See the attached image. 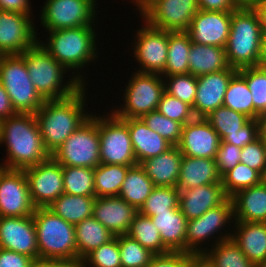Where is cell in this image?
<instances>
[{
	"label": "cell",
	"instance_id": "cell-1",
	"mask_svg": "<svg viewBox=\"0 0 266 267\" xmlns=\"http://www.w3.org/2000/svg\"><path fill=\"white\" fill-rule=\"evenodd\" d=\"M6 146V169L24 170L46 161L47 152L35 114L16 113L0 121V146Z\"/></svg>",
	"mask_w": 266,
	"mask_h": 267
},
{
	"label": "cell",
	"instance_id": "cell-2",
	"mask_svg": "<svg viewBox=\"0 0 266 267\" xmlns=\"http://www.w3.org/2000/svg\"><path fill=\"white\" fill-rule=\"evenodd\" d=\"M87 87L67 98L46 100L35 113L44 146L52 155L90 116L86 108ZM87 112H86V111Z\"/></svg>",
	"mask_w": 266,
	"mask_h": 267
},
{
	"label": "cell",
	"instance_id": "cell-3",
	"mask_svg": "<svg viewBox=\"0 0 266 267\" xmlns=\"http://www.w3.org/2000/svg\"><path fill=\"white\" fill-rule=\"evenodd\" d=\"M47 32L46 41L38 39V42L53 58L72 72V76L83 85H88L83 75L86 70H83V73L81 70L89 67L88 65L91 66L90 63L99 57L95 27L84 26Z\"/></svg>",
	"mask_w": 266,
	"mask_h": 267
},
{
	"label": "cell",
	"instance_id": "cell-4",
	"mask_svg": "<svg viewBox=\"0 0 266 267\" xmlns=\"http://www.w3.org/2000/svg\"><path fill=\"white\" fill-rule=\"evenodd\" d=\"M21 55L26 61L28 74L34 88L45 101L70 97L83 86L74 76L67 80L64 79L66 72L69 71L53 58L39 42L26 49Z\"/></svg>",
	"mask_w": 266,
	"mask_h": 267
},
{
	"label": "cell",
	"instance_id": "cell-5",
	"mask_svg": "<svg viewBox=\"0 0 266 267\" xmlns=\"http://www.w3.org/2000/svg\"><path fill=\"white\" fill-rule=\"evenodd\" d=\"M262 31L252 7L241 4L232 11L231 28L225 46L230 67L240 69L258 65Z\"/></svg>",
	"mask_w": 266,
	"mask_h": 267
},
{
	"label": "cell",
	"instance_id": "cell-6",
	"mask_svg": "<svg viewBox=\"0 0 266 267\" xmlns=\"http://www.w3.org/2000/svg\"><path fill=\"white\" fill-rule=\"evenodd\" d=\"M39 259L77 260L75 225L55 215L48 208L33 213Z\"/></svg>",
	"mask_w": 266,
	"mask_h": 267
},
{
	"label": "cell",
	"instance_id": "cell-7",
	"mask_svg": "<svg viewBox=\"0 0 266 267\" xmlns=\"http://www.w3.org/2000/svg\"><path fill=\"white\" fill-rule=\"evenodd\" d=\"M233 221L235 220L233 202L231 198H228L218 207L207 210L199 218L187 221L185 253L200 256L203 255L205 251L210 249V245L212 247L221 241L230 239L232 230H229V227L230 225L232 226L231 223H234ZM226 228L230 232L225 230ZM211 238L212 240L214 239L213 241L215 242L213 243L212 241V244H208V242L210 243ZM206 243L208 244L209 248L207 247Z\"/></svg>",
	"mask_w": 266,
	"mask_h": 267
},
{
	"label": "cell",
	"instance_id": "cell-8",
	"mask_svg": "<svg viewBox=\"0 0 266 267\" xmlns=\"http://www.w3.org/2000/svg\"><path fill=\"white\" fill-rule=\"evenodd\" d=\"M132 75L123 89V103L119 108L116 106L110 110L120 119L140 118L157 110L165 92L164 78L161 74L135 71Z\"/></svg>",
	"mask_w": 266,
	"mask_h": 267
},
{
	"label": "cell",
	"instance_id": "cell-9",
	"mask_svg": "<svg viewBox=\"0 0 266 267\" xmlns=\"http://www.w3.org/2000/svg\"><path fill=\"white\" fill-rule=\"evenodd\" d=\"M0 82L17 113L35 114L45 100L34 88L22 55H4L0 63Z\"/></svg>",
	"mask_w": 266,
	"mask_h": 267
},
{
	"label": "cell",
	"instance_id": "cell-10",
	"mask_svg": "<svg viewBox=\"0 0 266 267\" xmlns=\"http://www.w3.org/2000/svg\"><path fill=\"white\" fill-rule=\"evenodd\" d=\"M60 165L96 168L100 164L98 116H91L51 155Z\"/></svg>",
	"mask_w": 266,
	"mask_h": 267
},
{
	"label": "cell",
	"instance_id": "cell-11",
	"mask_svg": "<svg viewBox=\"0 0 266 267\" xmlns=\"http://www.w3.org/2000/svg\"><path fill=\"white\" fill-rule=\"evenodd\" d=\"M100 164L136 166L128 125L111 111L98 114Z\"/></svg>",
	"mask_w": 266,
	"mask_h": 267
},
{
	"label": "cell",
	"instance_id": "cell-12",
	"mask_svg": "<svg viewBox=\"0 0 266 267\" xmlns=\"http://www.w3.org/2000/svg\"><path fill=\"white\" fill-rule=\"evenodd\" d=\"M46 1V2H45ZM40 25L47 31L95 26L97 0H45ZM96 8V9H95Z\"/></svg>",
	"mask_w": 266,
	"mask_h": 267
},
{
	"label": "cell",
	"instance_id": "cell-13",
	"mask_svg": "<svg viewBox=\"0 0 266 267\" xmlns=\"http://www.w3.org/2000/svg\"><path fill=\"white\" fill-rule=\"evenodd\" d=\"M198 11L197 0H151L138 14L154 28L187 32Z\"/></svg>",
	"mask_w": 266,
	"mask_h": 267
},
{
	"label": "cell",
	"instance_id": "cell-14",
	"mask_svg": "<svg viewBox=\"0 0 266 267\" xmlns=\"http://www.w3.org/2000/svg\"><path fill=\"white\" fill-rule=\"evenodd\" d=\"M133 36V57L141 68L137 72L162 74L165 70L168 51V31L150 26L146 21Z\"/></svg>",
	"mask_w": 266,
	"mask_h": 267
},
{
	"label": "cell",
	"instance_id": "cell-15",
	"mask_svg": "<svg viewBox=\"0 0 266 267\" xmlns=\"http://www.w3.org/2000/svg\"><path fill=\"white\" fill-rule=\"evenodd\" d=\"M31 200L36 208H47L64 193L63 172L52 156L24 169Z\"/></svg>",
	"mask_w": 266,
	"mask_h": 267
},
{
	"label": "cell",
	"instance_id": "cell-16",
	"mask_svg": "<svg viewBox=\"0 0 266 267\" xmlns=\"http://www.w3.org/2000/svg\"><path fill=\"white\" fill-rule=\"evenodd\" d=\"M35 209L24 170L0 165V217L29 216Z\"/></svg>",
	"mask_w": 266,
	"mask_h": 267
},
{
	"label": "cell",
	"instance_id": "cell-17",
	"mask_svg": "<svg viewBox=\"0 0 266 267\" xmlns=\"http://www.w3.org/2000/svg\"><path fill=\"white\" fill-rule=\"evenodd\" d=\"M31 17L0 10V51L4 55H21L38 42V31Z\"/></svg>",
	"mask_w": 266,
	"mask_h": 267
},
{
	"label": "cell",
	"instance_id": "cell-18",
	"mask_svg": "<svg viewBox=\"0 0 266 267\" xmlns=\"http://www.w3.org/2000/svg\"><path fill=\"white\" fill-rule=\"evenodd\" d=\"M0 248L39 259L33 215L0 217Z\"/></svg>",
	"mask_w": 266,
	"mask_h": 267
},
{
	"label": "cell",
	"instance_id": "cell-19",
	"mask_svg": "<svg viewBox=\"0 0 266 267\" xmlns=\"http://www.w3.org/2000/svg\"><path fill=\"white\" fill-rule=\"evenodd\" d=\"M232 11H199L187 30L191 41L225 48L231 28Z\"/></svg>",
	"mask_w": 266,
	"mask_h": 267
},
{
	"label": "cell",
	"instance_id": "cell-20",
	"mask_svg": "<svg viewBox=\"0 0 266 267\" xmlns=\"http://www.w3.org/2000/svg\"><path fill=\"white\" fill-rule=\"evenodd\" d=\"M221 139L205 118H195L182 127L177 147L183 156L215 159Z\"/></svg>",
	"mask_w": 266,
	"mask_h": 267
},
{
	"label": "cell",
	"instance_id": "cell-21",
	"mask_svg": "<svg viewBox=\"0 0 266 267\" xmlns=\"http://www.w3.org/2000/svg\"><path fill=\"white\" fill-rule=\"evenodd\" d=\"M237 72L238 69L229 66L222 71L197 77V92L192 107L196 118H206L212 111L223 106L228 84Z\"/></svg>",
	"mask_w": 266,
	"mask_h": 267
},
{
	"label": "cell",
	"instance_id": "cell-22",
	"mask_svg": "<svg viewBox=\"0 0 266 267\" xmlns=\"http://www.w3.org/2000/svg\"><path fill=\"white\" fill-rule=\"evenodd\" d=\"M138 210L119 196L96 197L92 216L114 236L127 234Z\"/></svg>",
	"mask_w": 266,
	"mask_h": 267
},
{
	"label": "cell",
	"instance_id": "cell-23",
	"mask_svg": "<svg viewBox=\"0 0 266 267\" xmlns=\"http://www.w3.org/2000/svg\"><path fill=\"white\" fill-rule=\"evenodd\" d=\"M228 198L221 183L201 185L179 191V208L189 221L218 207Z\"/></svg>",
	"mask_w": 266,
	"mask_h": 267
},
{
	"label": "cell",
	"instance_id": "cell-24",
	"mask_svg": "<svg viewBox=\"0 0 266 267\" xmlns=\"http://www.w3.org/2000/svg\"><path fill=\"white\" fill-rule=\"evenodd\" d=\"M234 222L231 239L257 267L266 265V223Z\"/></svg>",
	"mask_w": 266,
	"mask_h": 267
},
{
	"label": "cell",
	"instance_id": "cell-25",
	"mask_svg": "<svg viewBox=\"0 0 266 267\" xmlns=\"http://www.w3.org/2000/svg\"><path fill=\"white\" fill-rule=\"evenodd\" d=\"M230 198L235 221L266 223V179L257 185L239 190Z\"/></svg>",
	"mask_w": 266,
	"mask_h": 267
},
{
	"label": "cell",
	"instance_id": "cell-26",
	"mask_svg": "<svg viewBox=\"0 0 266 267\" xmlns=\"http://www.w3.org/2000/svg\"><path fill=\"white\" fill-rule=\"evenodd\" d=\"M122 120L128 125L137 164L156 157L173 146L161 135L148 128L140 118Z\"/></svg>",
	"mask_w": 266,
	"mask_h": 267
},
{
	"label": "cell",
	"instance_id": "cell-27",
	"mask_svg": "<svg viewBox=\"0 0 266 267\" xmlns=\"http://www.w3.org/2000/svg\"><path fill=\"white\" fill-rule=\"evenodd\" d=\"M183 155L177 146L140 163L155 186L176 187Z\"/></svg>",
	"mask_w": 266,
	"mask_h": 267
},
{
	"label": "cell",
	"instance_id": "cell-28",
	"mask_svg": "<svg viewBox=\"0 0 266 267\" xmlns=\"http://www.w3.org/2000/svg\"><path fill=\"white\" fill-rule=\"evenodd\" d=\"M213 183H221L215 159L183 156L176 186L179 191Z\"/></svg>",
	"mask_w": 266,
	"mask_h": 267
},
{
	"label": "cell",
	"instance_id": "cell-29",
	"mask_svg": "<svg viewBox=\"0 0 266 267\" xmlns=\"http://www.w3.org/2000/svg\"><path fill=\"white\" fill-rule=\"evenodd\" d=\"M150 218L160 232L163 246L169 252L185 253L187 219L180 208L155 213Z\"/></svg>",
	"mask_w": 266,
	"mask_h": 267
},
{
	"label": "cell",
	"instance_id": "cell-30",
	"mask_svg": "<svg viewBox=\"0 0 266 267\" xmlns=\"http://www.w3.org/2000/svg\"><path fill=\"white\" fill-rule=\"evenodd\" d=\"M189 73L193 76H202L219 72L229 67L225 48L193 43L190 48Z\"/></svg>",
	"mask_w": 266,
	"mask_h": 267
},
{
	"label": "cell",
	"instance_id": "cell-31",
	"mask_svg": "<svg viewBox=\"0 0 266 267\" xmlns=\"http://www.w3.org/2000/svg\"><path fill=\"white\" fill-rule=\"evenodd\" d=\"M96 196H80L63 193L47 208L70 224L76 225L92 217Z\"/></svg>",
	"mask_w": 266,
	"mask_h": 267
},
{
	"label": "cell",
	"instance_id": "cell-32",
	"mask_svg": "<svg viewBox=\"0 0 266 267\" xmlns=\"http://www.w3.org/2000/svg\"><path fill=\"white\" fill-rule=\"evenodd\" d=\"M115 236L93 216L75 225L78 261L92 250L109 242Z\"/></svg>",
	"mask_w": 266,
	"mask_h": 267
},
{
	"label": "cell",
	"instance_id": "cell-33",
	"mask_svg": "<svg viewBox=\"0 0 266 267\" xmlns=\"http://www.w3.org/2000/svg\"><path fill=\"white\" fill-rule=\"evenodd\" d=\"M154 187L145 170L137 164L128 170L118 196L139 210Z\"/></svg>",
	"mask_w": 266,
	"mask_h": 267
},
{
	"label": "cell",
	"instance_id": "cell-34",
	"mask_svg": "<svg viewBox=\"0 0 266 267\" xmlns=\"http://www.w3.org/2000/svg\"><path fill=\"white\" fill-rule=\"evenodd\" d=\"M192 45L187 32H168V53L161 76L189 74L188 56Z\"/></svg>",
	"mask_w": 266,
	"mask_h": 267
},
{
	"label": "cell",
	"instance_id": "cell-35",
	"mask_svg": "<svg viewBox=\"0 0 266 267\" xmlns=\"http://www.w3.org/2000/svg\"><path fill=\"white\" fill-rule=\"evenodd\" d=\"M223 106L240 112L250 119L259 120L262 116L254 109L252 93L246 80L237 72L230 80L224 95Z\"/></svg>",
	"mask_w": 266,
	"mask_h": 267
},
{
	"label": "cell",
	"instance_id": "cell-36",
	"mask_svg": "<svg viewBox=\"0 0 266 267\" xmlns=\"http://www.w3.org/2000/svg\"><path fill=\"white\" fill-rule=\"evenodd\" d=\"M132 166L99 164L94 168L96 197L118 196L128 170Z\"/></svg>",
	"mask_w": 266,
	"mask_h": 267
},
{
	"label": "cell",
	"instance_id": "cell-37",
	"mask_svg": "<svg viewBox=\"0 0 266 267\" xmlns=\"http://www.w3.org/2000/svg\"><path fill=\"white\" fill-rule=\"evenodd\" d=\"M202 256L212 267H257L231 238L213 245Z\"/></svg>",
	"mask_w": 266,
	"mask_h": 267
},
{
	"label": "cell",
	"instance_id": "cell-38",
	"mask_svg": "<svg viewBox=\"0 0 266 267\" xmlns=\"http://www.w3.org/2000/svg\"><path fill=\"white\" fill-rule=\"evenodd\" d=\"M127 235L139 242L144 248L150 250L155 255L169 253V251L163 246L160 232L155 224H153L151 218L142 215L139 212L134 217Z\"/></svg>",
	"mask_w": 266,
	"mask_h": 267
},
{
	"label": "cell",
	"instance_id": "cell-39",
	"mask_svg": "<svg viewBox=\"0 0 266 267\" xmlns=\"http://www.w3.org/2000/svg\"><path fill=\"white\" fill-rule=\"evenodd\" d=\"M64 193L80 196H96L94 168L62 166Z\"/></svg>",
	"mask_w": 266,
	"mask_h": 267
},
{
	"label": "cell",
	"instance_id": "cell-40",
	"mask_svg": "<svg viewBox=\"0 0 266 267\" xmlns=\"http://www.w3.org/2000/svg\"><path fill=\"white\" fill-rule=\"evenodd\" d=\"M265 178L256 170L239 162L221 176L224 192L230 198L239 190L261 183Z\"/></svg>",
	"mask_w": 266,
	"mask_h": 267
},
{
	"label": "cell",
	"instance_id": "cell-41",
	"mask_svg": "<svg viewBox=\"0 0 266 267\" xmlns=\"http://www.w3.org/2000/svg\"><path fill=\"white\" fill-rule=\"evenodd\" d=\"M222 140L228 134L239 132L251 119L228 107L220 106L205 118Z\"/></svg>",
	"mask_w": 266,
	"mask_h": 267
},
{
	"label": "cell",
	"instance_id": "cell-42",
	"mask_svg": "<svg viewBox=\"0 0 266 267\" xmlns=\"http://www.w3.org/2000/svg\"><path fill=\"white\" fill-rule=\"evenodd\" d=\"M179 207V189L177 187L155 186L138 212L147 217L155 213L168 212Z\"/></svg>",
	"mask_w": 266,
	"mask_h": 267
},
{
	"label": "cell",
	"instance_id": "cell-43",
	"mask_svg": "<svg viewBox=\"0 0 266 267\" xmlns=\"http://www.w3.org/2000/svg\"><path fill=\"white\" fill-rule=\"evenodd\" d=\"M122 267H146L155 256L127 234L118 235Z\"/></svg>",
	"mask_w": 266,
	"mask_h": 267
},
{
	"label": "cell",
	"instance_id": "cell-44",
	"mask_svg": "<svg viewBox=\"0 0 266 267\" xmlns=\"http://www.w3.org/2000/svg\"><path fill=\"white\" fill-rule=\"evenodd\" d=\"M252 93L253 107L263 116L266 113V70L258 66L238 69Z\"/></svg>",
	"mask_w": 266,
	"mask_h": 267
},
{
	"label": "cell",
	"instance_id": "cell-45",
	"mask_svg": "<svg viewBox=\"0 0 266 267\" xmlns=\"http://www.w3.org/2000/svg\"><path fill=\"white\" fill-rule=\"evenodd\" d=\"M143 123L161 135L173 146H177L181 139L183 125L161 114L158 110L151 111L140 117Z\"/></svg>",
	"mask_w": 266,
	"mask_h": 267
},
{
	"label": "cell",
	"instance_id": "cell-46",
	"mask_svg": "<svg viewBox=\"0 0 266 267\" xmlns=\"http://www.w3.org/2000/svg\"><path fill=\"white\" fill-rule=\"evenodd\" d=\"M165 83V92L169 95L194 106L197 92V77L189 74L162 76Z\"/></svg>",
	"mask_w": 266,
	"mask_h": 267
},
{
	"label": "cell",
	"instance_id": "cell-47",
	"mask_svg": "<svg viewBox=\"0 0 266 267\" xmlns=\"http://www.w3.org/2000/svg\"><path fill=\"white\" fill-rule=\"evenodd\" d=\"M81 261L82 267H122L118 236L92 250Z\"/></svg>",
	"mask_w": 266,
	"mask_h": 267
},
{
	"label": "cell",
	"instance_id": "cell-48",
	"mask_svg": "<svg viewBox=\"0 0 266 267\" xmlns=\"http://www.w3.org/2000/svg\"><path fill=\"white\" fill-rule=\"evenodd\" d=\"M157 110L165 117L177 121L183 126L196 118L192 106L166 92L163 93Z\"/></svg>",
	"mask_w": 266,
	"mask_h": 267
},
{
	"label": "cell",
	"instance_id": "cell-49",
	"mask_svg": "<svg viewBox=\"0 0 266 267\" xmlns=\"http://www.w3.org/2000/svg\"><path fill=\"white\" fill-rule=\"evenodd\" d=\"M240 162L258 171L266 179V148L260 137L242 147Z\"/></svg>",
	"mask_w": 266,
	"mask_h": 267
},
{
	"label": "cell",
	"instance_id": "cell-50",
	"mask_svg": "<svg viewBox=\"0 0 266 267\" xmlns=\"http://www.w3.org/2000/svg\"><path fill=\"white\" fill-rule=\"evenodd\" d=\"M241 149L230 143H220L215 161L221 176L240 162Z\"/></svg>",
	"mask_w": 266,
	"mask_h": 267
},
{
	"label": "cell",
	"instance_id": "cell-51",
	"mask_svg": "<svg viewBox=\"0 0 266 267\" xmlns=\"http://www.w3.org/2000/svg\"><path fill=\"white\" fill-rule=\"evenodd\" d=\"M259 138V120L251 119L247 124H245L239 132L234 134H228L225 136L221 143H230L239 148L246 146L254 142Z\"/></svg>",
	"mask_w": 266,
	"mask_h": 267
},
{
	"label": "cell",
	"instance_id": "cell-52",
	"mask_svg": "<svg viewBox=\"0 0 266 267\" xmlns=\"http://www.w3.org/2000/svg\"><path fill=\"white\" fill-rule=\"evenodd\" d=\"M197 255L182 252H169L155 255L146 267H189Z\"/></svg>",
	"mask_w": 266,
	"mask_h": 267
},
{
	"label": "cell",
	"instance_id": "cell-53",
	"mask_svg": "<svg viewBox=\"0 0 266 267\" xmlns=\"http://www.w3.org/2000/svg\"><path fill=\"white\" fill-rule=\"evenodd\" d=\"M33 262L26 255L0 248V267H31Z\"/></svg>",
	"mask_w": 266,
	"mask_h": 267
},
{
	"label": "cell",
	"instance_id": "cell-54",
	"mask_svg": "<svg viewBox=\"0 0 266 267\" xmlns=\"http://www.w3.org/2000/svg\"><path fill=\"white\" fill-rule=\"evenodd\" d=\"M198 7L205 11H234L241 3L238 0H197Z\"/></svg>",
	"mask_w": 266,
	"mask_h": 267
},
{
	"label": "cell",
	"instance_id": "cell-55",
	"mask_svg": "<svg viewBox=\"0 0 266 267\" xmlns=\"http://www.w3.org/2000/svg\"><path fill=\"white\" fill-rule=\"evenodd\" d=\"M30 0H0V10L32 15Z\"/></svg>",
	"mask_w": 266,
	"mask_h": 267
},
{
	"label": "cell",
	"instance_id": "cell-56",
	"mask_svg": "<svg viewBox=\"0 0 266 267\" xmlns=\"http://www.w3.org/2000/svg\"><path fill=\"white\" fill-rule=\"evenodd\" d=\"M31 267H82V261L58 260V259H37Z\"/></svg>",
	"mask_w": 266,
	"mask_h": 267
},
{
	"label": "cell",
	"instance_id": "cell-57",
	"mask_svg": "<svg viewBox=\"0 0 266 267\" xmlns=\"http://www.w3.org/2000/svg\"><path fill=\"white\" fill-rule=\"evenodd\" d=\"M11 99L9 98L5 88L0 82V121L15 115Z\"/></svg>",
	"mask_w": 266,
	"mask_h": 267
},
{
	"label": "cell",
	"instance_id": "cell-58",
	"mask_svg": "<svg viewBox=\"0 0 266 267\" xmlns=\"http://www.w3.org/2000/svg\"><path fill=\"white\" fill-rule=\"evenodd\" d=\"M252 8L258 16L262 34H266V4L253 5Z\"/></svg>",
	"mask_w": 266,
	"mask_h": 267
},
{
	"label": "cell",
	"instance_id": "cell-59",
	"mask_svg": "<svg viewBox=\"0 0 266 267\" xmlns=\"http://www.w3.org/2000/svg\"><path fill=\"white\" fill-rule=\"evenodd\" d=\"M257 66L266 70V34H262Z\"/></svg>",
	"mask_w": 266,
	"mask_h": 267
},
{
	"label": "cell",
	"instance_id": "cell-60",
	"mask_svg": "<svg viewBox=\"0 0 266 267\" xmlns=\"http://www.w3.org/2000/svg\"><path fill=\"white\" fill-rule=\"evenodd\" d=\"M189 267H212L202 256H196L189 264Z\"/></svg>",
	"mask_w": 266,
	"mask_h": 267
},
{
	"label": "cell",
	"instance_id": "cell-61",
	"mask_svg": "<svg viewBox=\"0 0 266 267\" xmlns=\"http://www.w3.org/2000/svg\"><path fill=\"white\" fill-rule=\"evenodd\" d=\"M151 0H131L130 2H132L131 4H135V8H137L138 12L144 7L146 6Z\"/></svg>",
	"mask_w": 266,
	"mask_h": 267
},
{
	"label": "cell",
	"instance_id": "cell-62",
	"mask_svg": "<svg viewBox=\"0 0 266 267\" xmlns=\"http://www.w3.org/2000/svg\"><path fill=\"white\" fill-rule=\"evenodd\" d=\"M243 4L248 7H252L253 5L266 4V0H246Z\"/></svg>",
	"mask_w": 266,
	"mask_h": 267
},
{
	"label": "cell",
	"instance_id": "cell-63",
	"mask_svg": "<svg viewBox=\"0 0 266 267\" xmlns=\"http://www.w3.org/2000/svg\"><path fill=\"white\" fill-rule=\"evenodd\" d=\"M259 137L262 139L266 148V127H259Z\"/></svg>",
	"mask_w": 266,
	"mask_h": 267
},
{
	"label": "cell",
	"instance_id": "cell-64",
	"mask_svg": "<svg viewBox=\"0 0 266 267\" xmlns=\"http://www.w3.org/2000/svg\"><path fill=\"white\" fill-rule=\"evenodd\" d=\"M259 127H266V113L259 119Z\"/></svg>",
	"mask_w": 266,
	"mask_h": 267
},
{
	"label": "cell",
	"instance_id": "cell-65",
	"mask_svg": "<svg viewBox=\"0 0 266 267\" xmlns=\"http://www.w3.org/2000/svg\"><path fill=\"white\" fill-rule=\"evenodd\" d=\"M3 56H4V54L0 51V63H1Z\"/></svg>",
	"mask_w": 266,
	"mask_h": 267
},
{
	"label": "cell",
	"instance_id": "cell-66",
	"mask_svg": "<svg viewBox=\"0 0 266 267\" xmlns=\"http://www.w3.org/2000/svg\"><path fill=\"white\" fill-rule=\"evenodd\" d=\"M241 4H243L246 0H238Z\"/></svg>",
	"mask_w": 266,
	"mask_h": 267
}]
</instances>
